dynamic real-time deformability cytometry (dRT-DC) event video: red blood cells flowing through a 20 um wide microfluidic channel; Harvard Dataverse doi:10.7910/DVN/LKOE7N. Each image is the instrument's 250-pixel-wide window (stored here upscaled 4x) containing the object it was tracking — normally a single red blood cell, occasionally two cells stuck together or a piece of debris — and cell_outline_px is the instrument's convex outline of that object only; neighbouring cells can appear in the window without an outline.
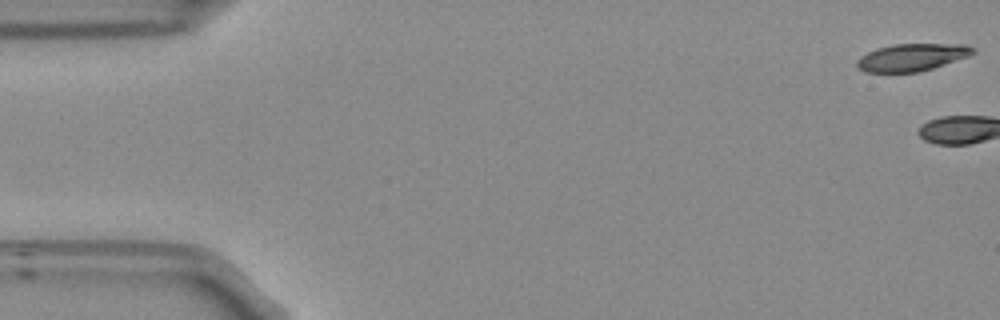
{"species": "Egyptian fruit bat (a non-hibernating species)", "species_latin": "Rousettus aegyptiacus", "temperature_condition": "room temperature", "stored_images_in_passage": 4, "camera_frame_rate_fps": 3000, "um_per_image_px": 0.085, "frame": {"image": 1, "passage_image": 1, "time_ms": 0.0, "image_size_px": [1000, 320], "cell_outline_px": [[976, 52], [968, 56], [932, 68], [916, 72], [864, 72], [856, 64], [856, 60], [860, 56], [876, 48], [892, 44], [968, 44], [976, 48]], "centroid_in_image_um": [77.52, 4.85], "position_along_channel_um": 7.5, "area_um2": 18.5}}